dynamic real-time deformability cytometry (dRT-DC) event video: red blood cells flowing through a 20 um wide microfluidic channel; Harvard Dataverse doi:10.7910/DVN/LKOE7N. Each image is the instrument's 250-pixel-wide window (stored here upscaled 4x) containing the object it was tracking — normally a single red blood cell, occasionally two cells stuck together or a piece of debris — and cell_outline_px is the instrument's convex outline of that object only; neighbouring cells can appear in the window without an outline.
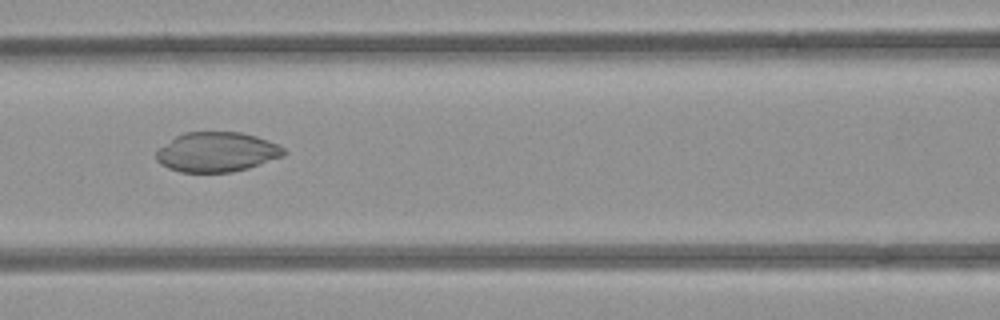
{"species": "common noctule bat (a hibernating species)", "species_latin": "Nyctalus noctula", "temperature_condition": "room temperature", "stored_images_in_passage": 8, "camera_frame_rate_fps": 3000, "um_per_image_px": 0.085, "animal": {"sex": "female", "body_mass_g": 21.9}, "frame": {"image": 1, "passage_image": 6, "time_ms": 6.667, "image_size_px": [1000, 320], "cell_outline_px": [[288, 152], [284, 156], [248, 168], [232, 172], [180, 172], [168, 168], [160, 164], [156, 160], [156, 152], [160, 148], [176, 136], [184, 132], [240, 132], [256, 136], [268, 140], [284, 148]], "centroid_in_image_um": [18.44, 12.92], "position_along_channel_um": 148.2, "area_um2": 29.54}}
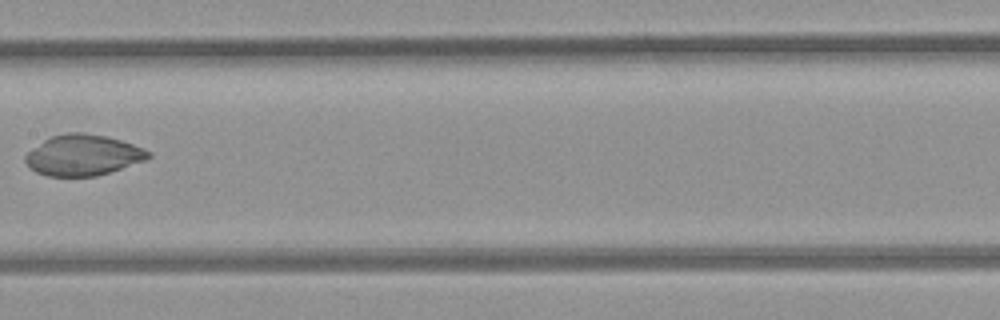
{"frame": {"image": 2, "passage_image": 7, "time_ms": 8.0, "image_size_px": [1000, 320], "cell_outline_px": [[152, 156], [144, 160], [96, 176], [48, 176], [36, 172], [24, 160], [24, 156], [32, 148], [44, 140], [52, 136], [68, 132], [84, 132], [108, 136], [144, 148], [152, 152]], "centroid_in_image_um": [7.06, 13.17], "position_along_channel_um": 200.3, "area_um2": 29.07}}
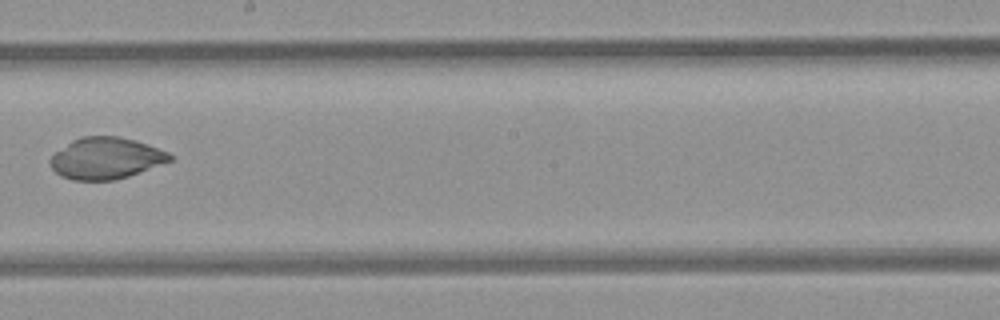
{"frame": {"image": 3, "passage_image": 8, "time_ms": 9.0, "image_size_px": [1000, 320], "cell_outline_px": [[176, 156], [172, 160], [128, 176], [116, 180], [72, 180], [60, 176], [52, 168], [48, 160], [56, 152], [72, 140], [80, 136], [116, 136], [136, 140], [168, 152]], "centroid_in_image_um": [9.0, 13.45], "position_along_channel_um": 239.2, "area_um2": 28.9}}